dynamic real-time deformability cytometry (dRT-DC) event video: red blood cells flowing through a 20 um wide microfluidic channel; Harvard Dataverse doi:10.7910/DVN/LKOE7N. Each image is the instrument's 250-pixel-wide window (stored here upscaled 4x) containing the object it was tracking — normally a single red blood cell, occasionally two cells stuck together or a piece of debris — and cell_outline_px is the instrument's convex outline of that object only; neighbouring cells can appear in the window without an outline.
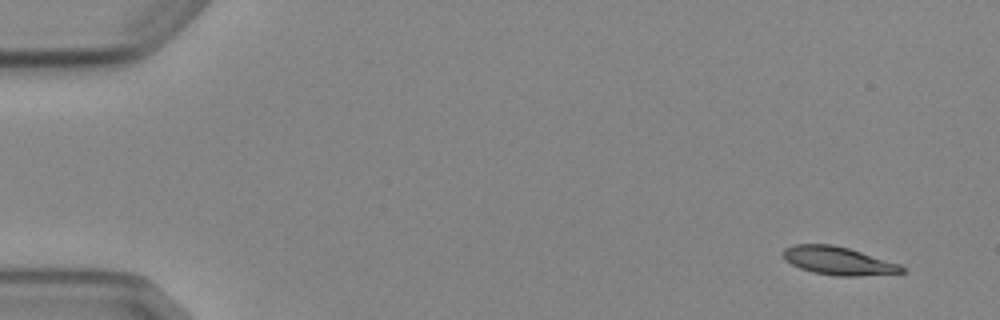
{"species": "Egyptian fruit bat (a non-hibernating species)", "species_latin": "Rousettus aegyptiacus", "temperature_condition": "cold", "stored_images_in_passage": 6, "camera_frame_rate_fps": 3000, "um_per_image_px": 0.085, "animal": {"sex": "female"}, "frame": {"image": 1, "passage_image": 1, "time_ms": 0.0, "image_size_px": [1000, 320], "cell_outline_px": [[904, 272], [860, 276], [836, 276], [812, 272], [800, 268], [784, 260], [784, 248], [796, 244], [832, 244], [848, 248], [900, 264], [904, 268]], "centroid_in_image_um": [71.23, 22.17], "position_along_channel_um": 13.8, "area_um2": 19.31}}
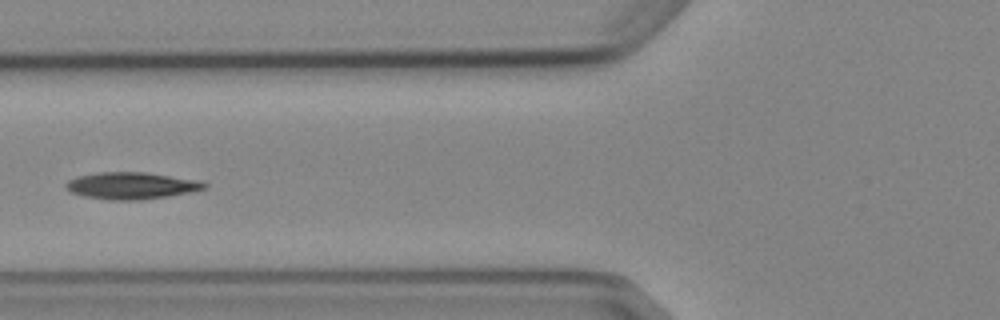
{"frame": {"image": 2, "passage_image": 6, "time_ms": 6.0, "image_size_px": [1000, 320], "cell_outline_px": [[208, 188], [168, 196], [140, 200], [108, 200], [84, 196], [72, 192], [64, 184], [68, 180], [76, 176], [96, 172], [144, 172], [204, 180], [208, 184]], "centroid_in_image_um": [11.21, 15.77], "position_along_channel_um": 114.6, "area_um2": 21.91}}